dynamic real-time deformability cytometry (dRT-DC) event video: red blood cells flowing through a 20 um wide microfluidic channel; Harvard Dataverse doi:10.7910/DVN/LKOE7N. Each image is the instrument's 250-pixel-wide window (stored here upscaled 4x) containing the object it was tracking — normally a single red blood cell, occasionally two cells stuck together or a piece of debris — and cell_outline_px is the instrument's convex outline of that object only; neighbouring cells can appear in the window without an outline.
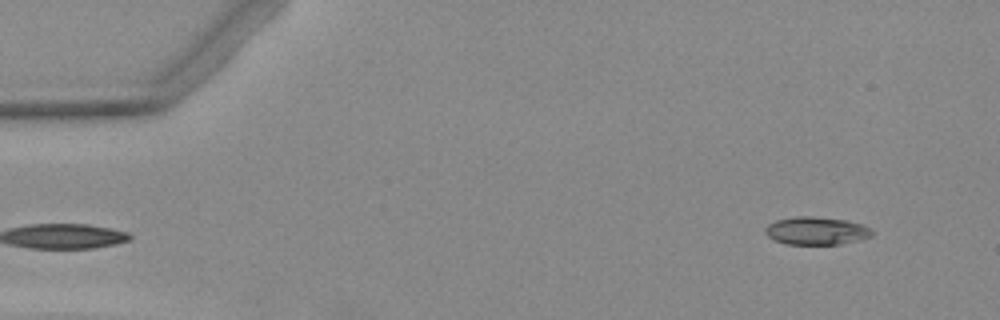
{"species": "Egyptian fruit bat (a non-hibernating species)", "species_latin": "Rousettus aegyptiacus", "temperature_condition": "warm", "stored_images_in_passage": 3, "camera_frame_rate_fps": 3000, "um_per_image_px": 0.085, "animal": {"sex": "female"}, "frame": {"image": 1, "passage_image": 3, "time_ms": 2.333, "image_size_px": [1000, 320], "cell_outline_px": [[872, 236], [860, 240], [840, 244], [788, 244], [776, 240], [768, 236], [764, 232], [764, 228], [768, 224], [776, 220], [796, 216], [812, 216], [844, 220], [860, 224], [868, 228], [872, 232]], "centroid_in_image_um": [69.35, 19.62], "position_along_channel_um": 15.6, "area_um2": 17.17}}